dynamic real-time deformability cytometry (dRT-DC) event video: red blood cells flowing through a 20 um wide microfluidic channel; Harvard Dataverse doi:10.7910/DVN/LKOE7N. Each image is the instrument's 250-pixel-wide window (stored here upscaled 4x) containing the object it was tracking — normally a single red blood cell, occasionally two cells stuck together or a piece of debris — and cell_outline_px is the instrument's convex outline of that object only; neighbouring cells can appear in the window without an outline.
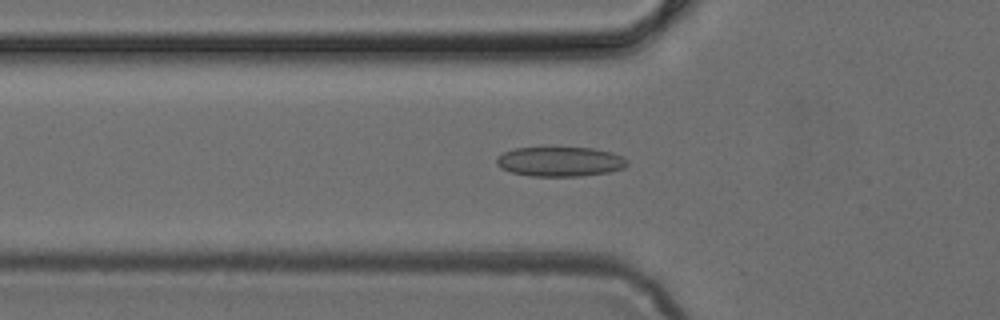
{"species": "common noctule bat (a hibernating species)", "species_latin": "Nyctalus noctula", "temperature_condition": "cold", "stored_images_in_passage": 48, "camera_frame_rate_fps": 3000, "um_per_image_px": 0.085, "animal": {"sex": "female", "body_mass_g": 24.6, "forearm_length_mm": 56.2}, "frame": {"image": 1, "passage_image": 16, "time_ms": 5.0, "image_size_px": [1000, 320], "cell_outline_px": [[628, 164], [624, 168], [608, 172], [580, 176], [532, 176], [512, 172], [500, 168], [496, 164], [496, 156], [504, 152], [516, 148], [592, 148], [612, 152], [624, 156], [628, 160]], "centroid_in_image_um": [47.62, 13.74], "position_along_channel_um": 78.2, "area_um2": 22.6}}
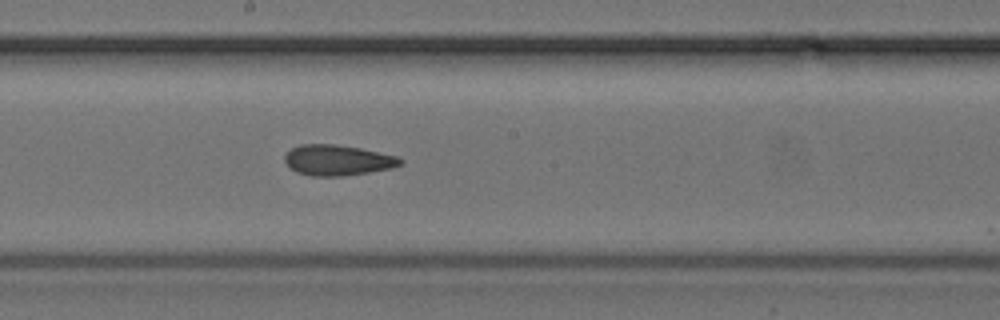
{"frame": {"image": 2, "passage_image": 26, "time_ms": 8.333, "image_size_px": [1000, 320], "cell_outline_px": [[404, 164], [392, 168], [368, 172], [340, 176], [312, 176], [296, 172], [288, 168], [284, 160], [284, 156], [292, 148], [300, 144], [336, 144], [360, 148], [396, 156], [404, 160]], "centroid_in_image_um": [28.68, 13.61], "position_along_channel_um": 219.5, "area_um2": 20.69}}
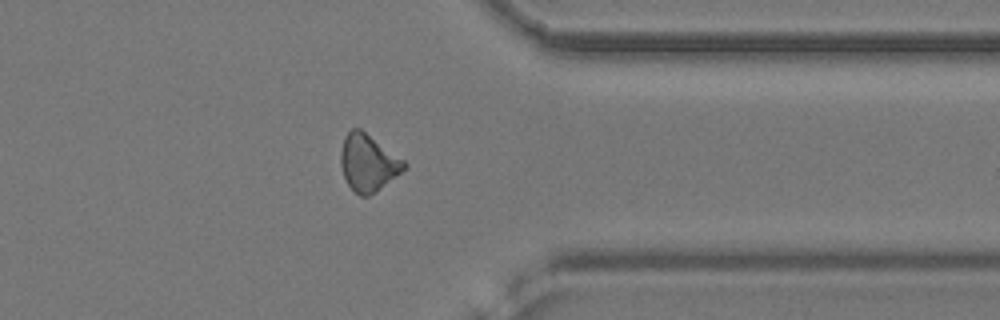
{"frame": {"image": 3, "passage_image": 38, "time_ms": 12.333, "image_size_px": [1000, 320], "cell_outline_px": [[408, 164], [400, 172], [376, 192], [368, 196], [360, 196], [348, 184], [344, 176], [340, 164], [340, 152], [344, 136], [352, 128], [360, 128], [404, 160]], "centroid_in_image_um": [31.26, 13.82], "position_along_channel_um": 380.1, "area_um2": 20.75}}